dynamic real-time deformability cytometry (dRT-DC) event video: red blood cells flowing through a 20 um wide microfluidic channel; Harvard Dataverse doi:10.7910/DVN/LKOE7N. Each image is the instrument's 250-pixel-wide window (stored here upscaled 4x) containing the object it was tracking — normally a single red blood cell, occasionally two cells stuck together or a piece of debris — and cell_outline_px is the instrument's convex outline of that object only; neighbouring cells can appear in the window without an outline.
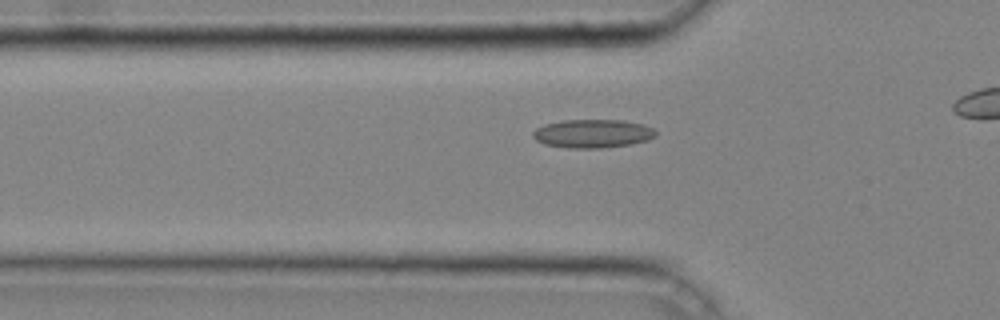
{"species": "common noctule bat (a hibernating species)", "species_latin": "Nyctalus noctula", "temperature_condition": "cold", "stored_images_in_passage": 19, "camera_frame_rate_fps": 3000, "um_per_image_px": 0.085, "animal": {"sex": "male", "body_mass_g": 20.4}, "frame": {"image": 1, "passage_image": 11, "time_ms": 3.333, "image_size_px": [1000, 320], "cell_outline_px": [[656, 136], [648, 140], [632, 144], [600, 148], [568, 148], [544, 144], [536, 140], [532, 136], [532, 132], [536, 128], [544, 124], [560, 120], [620, 120], [640, 124], [652, 128], [656, 132]], "centroid_in_image_um": [50.33, 11.36], "position_along_channel_um": 75.5, "area_um2": 20.4}}
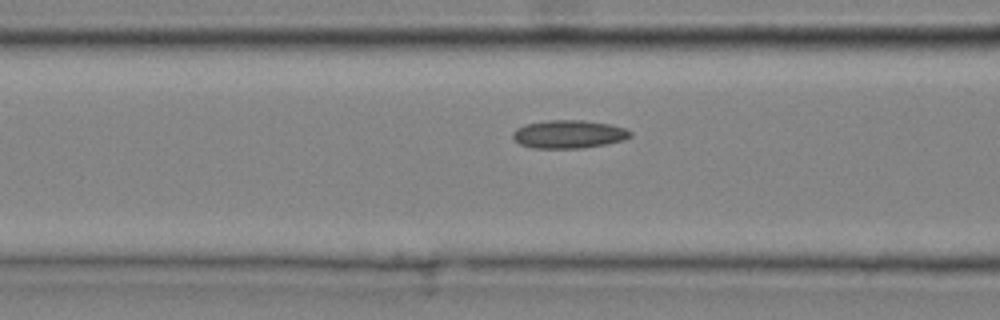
{"frame": {"image": 2, "passage_image": 14, "time_ms": 4.333, "image_size_px": [1000, 320], "cell_outline_px": [[632, 136], [624, 140], [608, 144], [584, 148], [532, 148], [520, 144], [512, 136], [512, 132], [516, 128], [524, 124], [548, 120], [584, 120], [608, 124], [624, 128], [632, 132]], "centroid_in_image_um": [48.34, 11.41], "position_along_channel_um": 118.3, "area_um2": 19.42}}